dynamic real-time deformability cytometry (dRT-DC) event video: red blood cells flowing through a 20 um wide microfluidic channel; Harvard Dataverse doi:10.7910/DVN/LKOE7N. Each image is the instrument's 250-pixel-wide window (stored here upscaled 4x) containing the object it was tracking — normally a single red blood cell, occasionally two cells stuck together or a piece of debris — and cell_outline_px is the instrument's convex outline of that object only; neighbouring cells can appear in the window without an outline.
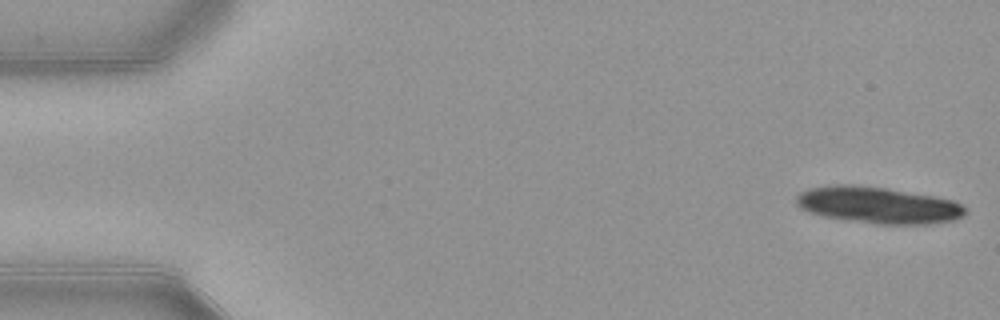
{"species": "common noctule bat (a hibernating species)", "species_latin": "Nyctalus noctula", "temperature_condition": "warm", "stored_images_in_passage": 14, "camera_frame_rate_fps": 3000, "um_per_image_px": 0.085, "animal": {"sex": "female", "body_mass_g": 21.9}, "frame": {"image": 1, "passage_image": 1, "time_ms": 0.0, "image_size_px": [1000, 320], "cell_outline_px": [[968, 212], [964, 216], [956, 220], [928, 224], [876, 224], [824, 216], [808, 212], [800, 208], [796, 204], [796, 196], [800, 192], [808, 188], [836, 184], [860, 184], [888, 188], [936, 196], [952, 200], [960, 204]], "centroid_in_image_um": [74.64, 17.42], "position_along_channel_um": 10.4, "area_um2": 36.41}}